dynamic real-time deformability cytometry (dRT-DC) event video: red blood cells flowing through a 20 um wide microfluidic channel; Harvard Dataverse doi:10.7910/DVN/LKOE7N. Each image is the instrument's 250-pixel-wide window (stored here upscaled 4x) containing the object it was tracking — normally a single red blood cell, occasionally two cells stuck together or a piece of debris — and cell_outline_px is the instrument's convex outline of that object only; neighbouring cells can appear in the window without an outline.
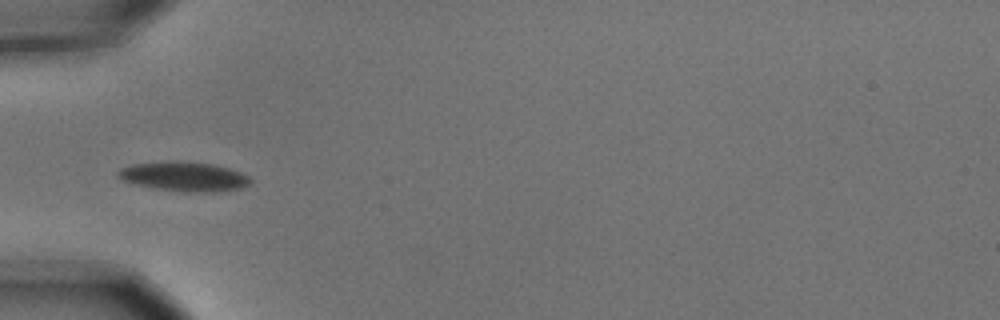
{"species": "common noctule bat (a hibernating species)", "species_latin": "Nyctalus noctula", "temperature_condition": "cold", "stored_images_in_passage": 9, "camera_frame_rate_fps": 3000, "um_per_image_px": 0.085, "animal": {"sex": "male", "body_mass_g": 15.6}, "frame": {"image": 1, "passage_image": 4, "time_ms": 1.0, "image_size_px": [1000, 320], "cell_outline_px": [[252, 184], [244, 188], [216, 192], [184, 192], [156, 188], [136, 184], [124, 180], [116, 176], [116, 172], [120, 168], [132, 164], [168, 160], [180, 160], [212, 164], [228, 168], [240, 172], [248, 176], [252, 180]], "centroid_in_image_um": [15.67, 14.99], "position_along_channel_um": 69.3, "area_um2": 23.06}}
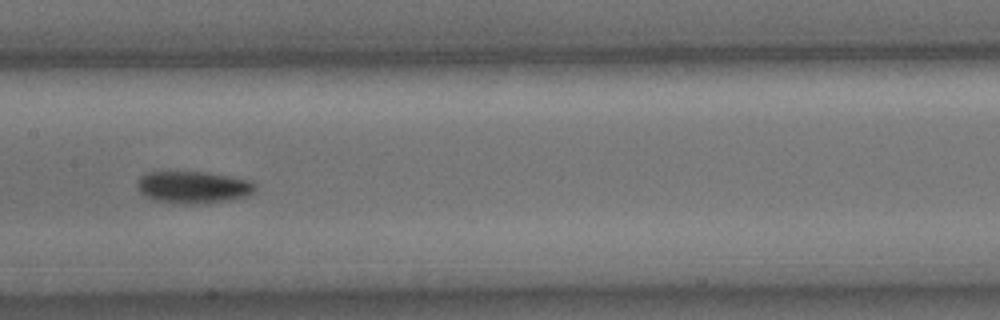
{"frame": {"image": 2, "passage_image": 7, "time_ms": 2.0, "image_size_px": [1000, 320], "cell_outline_px": [[256, 188], [248, 196], [228, 200], [192, 204], [184, 204], [152, 200], [140, 192], [136, 188], [136, 180], [140, 176], [148, 172], [208, 172], [252, 180], [256, 184]], "centroid_in_image_um": [16.41, 15.9], "position_along_channel_um": 191.0, "area_um2": 22.25}}
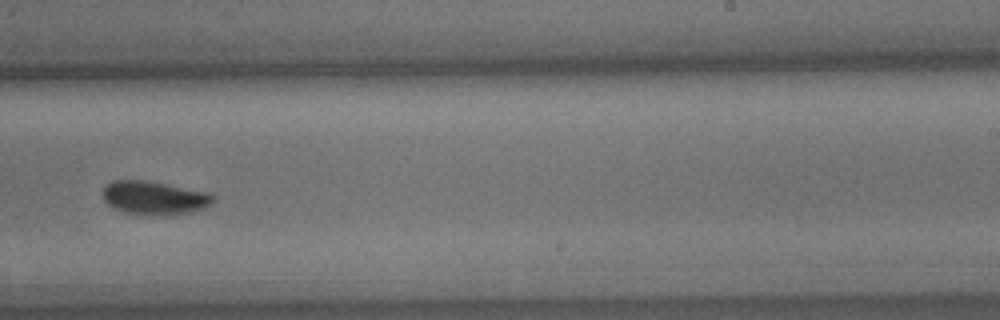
{"frame": {"image": 3, "passage_image": 9, "time_ms": 2.667, "image_size_px": [1000, 320], "cell_outline_px": [[216, 196], [212, 204], [204, 208], [192, 212], [156, 216], [124, 212], [112, 208], [104, 200], [104, 184], [112, 180], [148, 180], [208, 192]], "centroid_in_image_um": [13.13, 16.81], "position_along_channel_um": 275.9, "area_um2": 21.85}}